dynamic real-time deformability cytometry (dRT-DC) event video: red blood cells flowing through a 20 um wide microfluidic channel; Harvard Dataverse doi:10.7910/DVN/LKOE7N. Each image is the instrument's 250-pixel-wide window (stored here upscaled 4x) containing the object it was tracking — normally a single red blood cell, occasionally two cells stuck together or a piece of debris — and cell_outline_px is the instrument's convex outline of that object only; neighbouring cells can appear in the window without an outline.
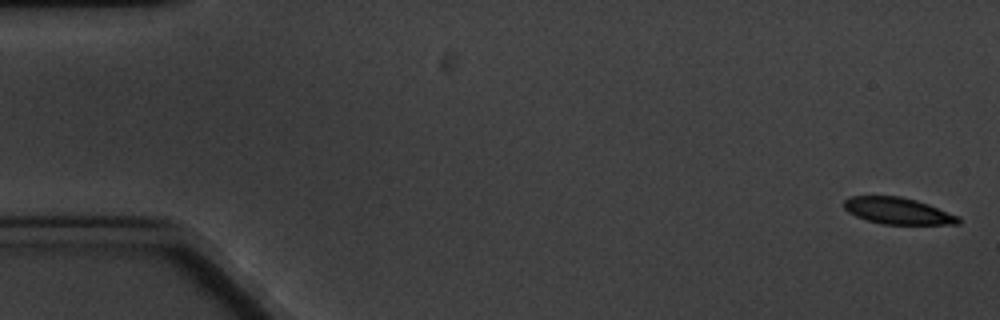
{"species": "common noctule bat (a hibernating species)", "species_latin": "Nyctalus noctula", "temperature_condition": "cold", "stored_images_in_passage": 5, "camera_frame_rate_fps": 3000, "um_per_image_px": 0.085, "animal": {"sex": "male", "body_mass_g": 20.1, "forearm_length_mm": 53.5}, "frame": {"image": 1, "passage_image": 1, "time_ms": 0.0, "image_size_px": [1000, 320], "cell_outline_px": [[960, 224], [884, 224], [868, 220], [856, 216], [848, 212], [844, 208], [844, 200], [848, 196], [900, 196], [916, 200], [928, 204], [960, 216]], "centroid_in_image_um": [76.32, 17.92], "position_along_channel_um": 8.7, "area_um2": 17.69}}